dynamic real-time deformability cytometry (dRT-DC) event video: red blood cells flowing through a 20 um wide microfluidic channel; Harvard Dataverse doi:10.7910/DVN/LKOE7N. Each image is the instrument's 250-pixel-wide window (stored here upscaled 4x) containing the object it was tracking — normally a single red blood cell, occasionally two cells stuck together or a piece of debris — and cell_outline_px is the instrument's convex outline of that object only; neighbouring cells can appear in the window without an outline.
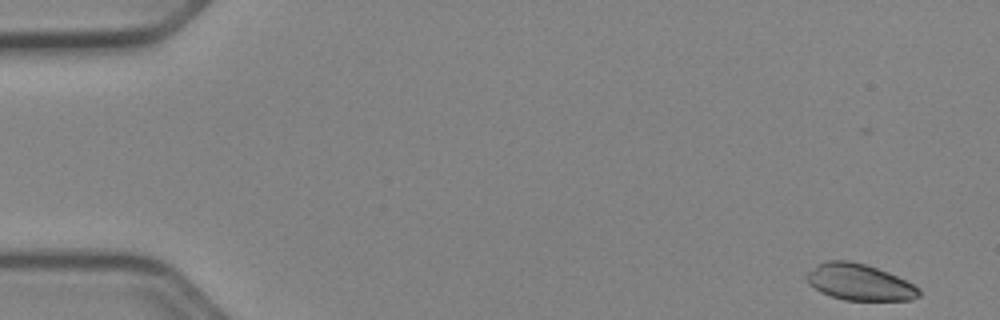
{"species": "Egyptian fruit bat (a non-hibernating species)", "species_latin": "Rousettus aegyptiacus", "temperature_condition": "cold", "stored_images_in_passage": 52, "camera_frame_rate_fps": 3000, "um_per_image_px": 0.085, "animal": {"sex": "female"}, "frame": {"image": 1, "passage_image": 2, "time_ms": 0.333, "image_size_px": [1000, 320], "cell_outline_px": [[920, 296], [912, 300], [844, 300], [820, 292], [808, 284], [804, 276], [808, 272], [820, 264], [828, 260], [848, 260], [864, 264], [888, 272], [920, 288]], "centroid_in_image_um": [73.04, 23.99], "position_along_channel_um": 12.0, "area_um2": 23.64}}
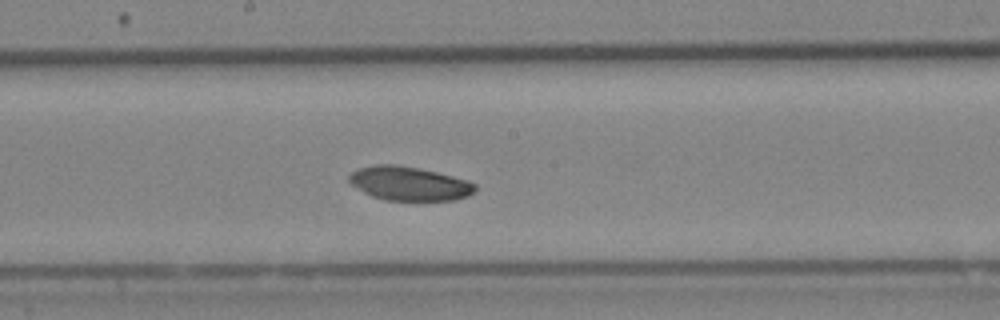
{"frame": {"image": 2, "passage_image": 28, "time_ms": 9.0, "image_size_px": [1000, 320], "cell_outline_px": [[476, 188], [468, 196], [456, 200], [384, 200], [372, 196], [348, 184], [348, 176], [356, 168], [376, 164], [396, 164], [436, 172], [468, 180], [476, 184]], "centroid_in_image_um": [34.73, 15.6], "position_along_channel_um": 213.5, "area_um2": 25.03}}
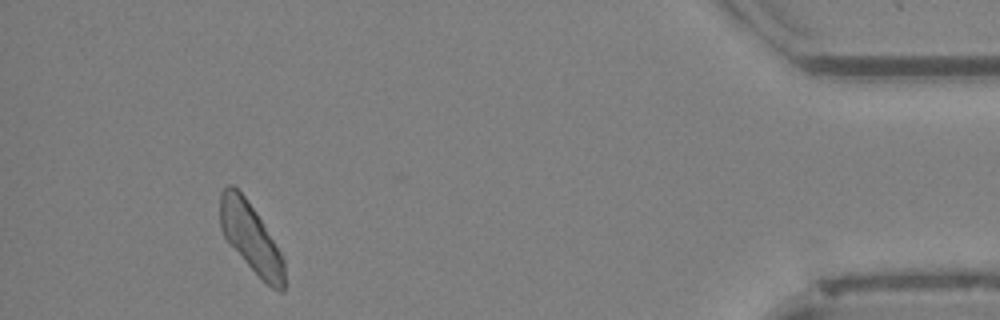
{"frame": {"image": 3, "passage_image": 48, "time_ms": 15.667, "image_size_px": [1000, 320], "cell_outline_px": [[284, 292], [280, 292], [272, 288], [228, 244], [220, 228], [220, 192], [228, 184], [232, 184], [244, 196], [256, 212], [280, 252], [284, 260]], "centroid_in_image_um": [21.29, 20.18], "position_along_channel_um": 413.9, "area_um2": 25.43}, "authors_computed_cell_mechanics": {"area_um2": 25.8366, "velocity_mm_per_s": 3.9156, "shape_relaxation_time_tau1_ms": 2.0691, "shape_relaxation_time_tau2_ms": null, "deformation_change_tau1": 0.0735, "deformation_change_tau2": null}}